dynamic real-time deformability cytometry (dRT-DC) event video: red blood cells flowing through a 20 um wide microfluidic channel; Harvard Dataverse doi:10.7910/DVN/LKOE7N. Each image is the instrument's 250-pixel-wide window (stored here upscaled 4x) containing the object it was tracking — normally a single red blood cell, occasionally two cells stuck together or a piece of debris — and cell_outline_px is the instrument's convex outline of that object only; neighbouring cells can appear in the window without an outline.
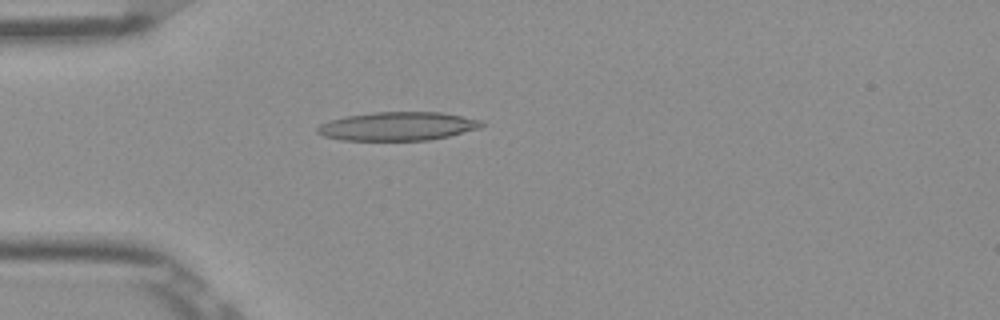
{"species": "Egyptian fruit bat (a non-hibernating species)", "species_latin": "Rousettus aegyptiacus", "temperature_condition": "room temperature", "stored_images_in_passage": 38, "camera_frame_rate_fps": 3000, "um_per_image_px": 0.085, "frame": {"image": 1, "passage_image": 1, "time_ms": 0.0, "image_size_px": [1000, 320], "cell_outline_px": [[484, 124], [480, 128], [448, 136], [428, 140], [344, 140], [324, 136], [316, 132], [316, 128], [320, 124], [328, 120], [344, 116], [372, 112], [440, 112], [480, 120]], "centroid_in_image_um": [33.75, 10.72], "position_along_channel_um": 51.2, "area_um2": 27.28}}
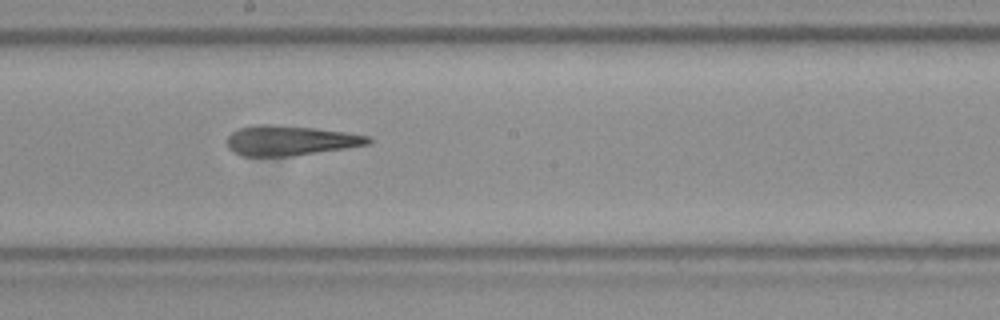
{"frame": {"image": 2, "passage_image": 15, "time_ms": 4.667, "image_size_px": [1000, 320], "cell_outline_px": [[372, 140], [368, 144], [344, 148], [292, 156], [240, 156], [232, 152], [228, 148], [228, 136], [232, 132], [240, 128], [256, 124], [272, 124], [316, 128], [348, 132], [368, 136]], "centroid_in_image_um": [24.63, 11.94], "position_along_channel_um": 223.6, "area_um2": 24.62}}
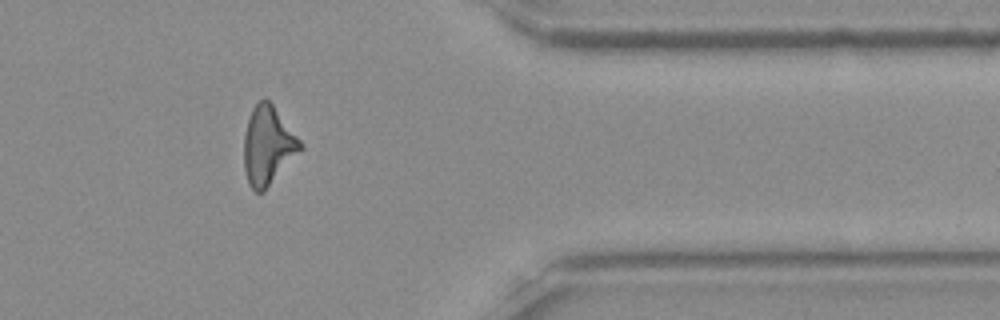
{"frame": {"image": 3, "passage_image": 29, "time_ms": 9.333, "image_size_px": [1000, 320], "cell_outline_px": [[304, 148], [264, 192], [256, 192], [248, 184], [244, 168], [244, 136], [248, 120], [252, 108], [264, 96], [272, 104], [304, 144]], "centroid_in_image_um": [22.79, 12.39], "position_along_channel_um": 388.6, "area_um2": 25.89}, "authors_computed_cell_mechanics": {"area_um2": 25.2586, "velocity_mm_per_s": 3.9235, "shape_relaxation_time_tau1_ms": 5.768, "shape_relaxation_time_tau2_ms": 3.3664, "deformation_change_tau1": 0.2153, "deformation_change_tau2": 0.1761}}